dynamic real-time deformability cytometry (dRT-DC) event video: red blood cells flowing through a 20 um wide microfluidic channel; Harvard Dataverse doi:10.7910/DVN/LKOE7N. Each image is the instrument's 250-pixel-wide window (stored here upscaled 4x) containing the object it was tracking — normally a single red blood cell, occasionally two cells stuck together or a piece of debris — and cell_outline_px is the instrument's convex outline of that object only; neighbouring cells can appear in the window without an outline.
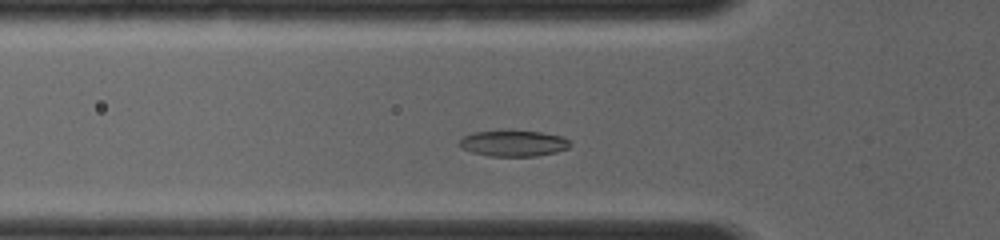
{"species": "common noctule bat (a hibernating species)", "species_latin": "Nyctalus noctula", "temperature_condition": "room temperature", "stored_images_in_passage": 13, "camera_frame_rate_fps": 4000, "um_per_image_px": 0.085, "animal": {"sex": "female", "body_mass_g": 19.0, "forearm_length_mm": 56.7}, "frame": {"image": 1, "passage_image": 6, "time_ms": 1.75, "image_size_px": [1000, 240], "cell_outline_px": [[572, 144], [568, 148], [556, 152], [536, 156], [488, 156], [472, 152], [460, 148], [456, 144], [464, 136], [472, 132], [504, 128], [512, 128], [540, 132], [564, 136]], "centroid_in_image_um": [43.6, 12.14], "position_along_channel_um": 82.2, "area_um2": 17.69}}
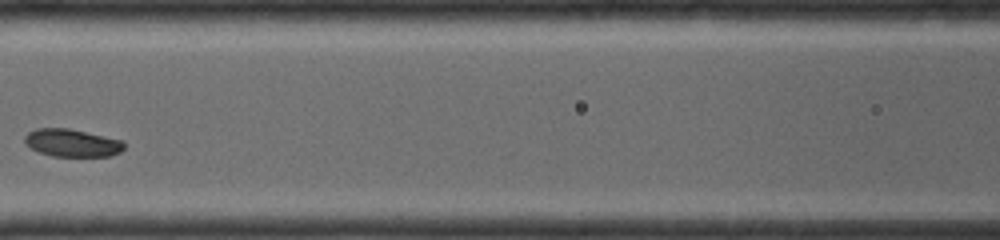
{"frame": {"image": 2, "passage_image": 10, "time_ms": 3.5, "image_size_px": [1000, 240], "cell_outline_px": [[124, 148], [120, 152], [112, 156], [52, 156], [40, 152], [32, 148], [24, 140], [24, 136], [28, 132], [36, 128], [68, 128], [124, 140]], "centroid_in_image_um": [6.16, 12.14], "position_along_channel_um": 160.4, "area_um2": 16.01}}
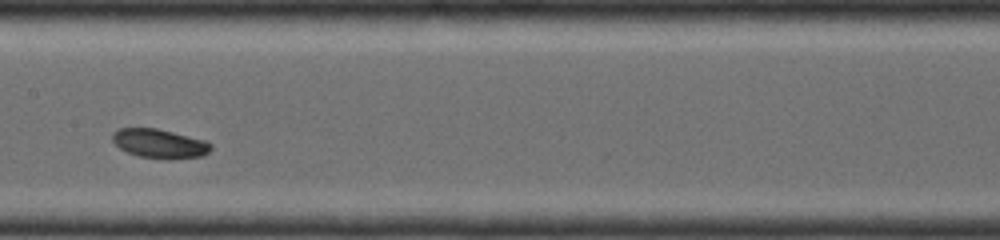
{"frame": {"image": 3, "passage_image": 12, "time_ms": 4.25, "image_size_px": [1000, 240], "cell_outline_px": [[212, 148], [204, 156], [140, 156], [128, 152], [120, 148], [112, 140], [112, 132], [120, 128], [156, 128], [204, 140], [212, 144]], "centroid_in_image_um": [13.52, 12.14], "position_along_channel_um": 193.9, "area_um2": 15.78}}